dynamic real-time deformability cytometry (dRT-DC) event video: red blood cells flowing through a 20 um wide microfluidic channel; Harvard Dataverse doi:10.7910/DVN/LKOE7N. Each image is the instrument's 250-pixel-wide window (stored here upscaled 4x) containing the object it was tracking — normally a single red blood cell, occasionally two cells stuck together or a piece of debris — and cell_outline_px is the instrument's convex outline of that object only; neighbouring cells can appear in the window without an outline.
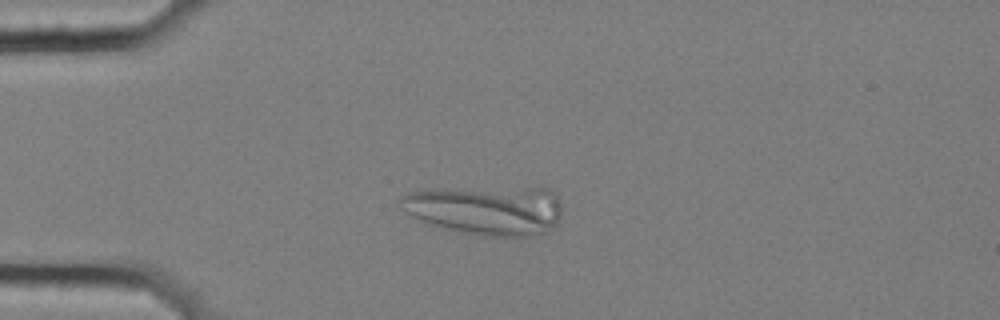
{"species": "common noctule bat (a hibernating species)", "species_latin": "Nyctalus noctula", "temperature_condition": "cold", "stored_images_in_passage": 3, "camera_frame_rate_fps": 3000, "um_per_image_px": 0.085, "animal": {"sex": "female", "body_mass_g": 25.1}, "frame": {"image": 1, "passage_image": 2, "time_ms": 0.333, "image_size_px": [1000, 320], "cell_outline_px": [[560, 220], [548, 232], [528, 236], [476, 236], [428, 224], [416, 220], [400, 208], [396, 204], [396, 200], [400, 196], [408, 192], [432, 188], [548, 188], [556, 196], [560, 204]], "centroid_in_image_um": [41.22, 17.85], "position_along_channel_um": 43.8, "area_um2": 47.45}}